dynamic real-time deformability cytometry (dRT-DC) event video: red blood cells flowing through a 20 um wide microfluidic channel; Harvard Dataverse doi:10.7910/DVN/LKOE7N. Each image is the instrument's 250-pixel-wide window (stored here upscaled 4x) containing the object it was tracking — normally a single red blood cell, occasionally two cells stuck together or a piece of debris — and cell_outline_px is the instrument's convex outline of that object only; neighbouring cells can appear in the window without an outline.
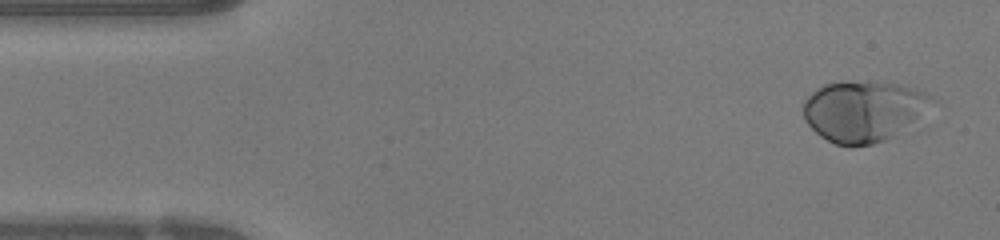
{"species": "human", "species_latin": "Homo sapiens", "temperature_condition": "warm", "stored_images_in_passage": 48, "camera_frame_rate_fps": 3000, "um_per_image_px": 0.085, "donor": {"sex": "female"}, "frame": {"image": 1, "passage_image": 2, "time_ms": 0.333, "image_size_px": [1000, 240], "cell_outline_px": [[932, 96], [916, 124], [896, 136], [888, 140], [872, 144], [848, 148], [836, 144], [820, 136], [804, 120], [804, 100], [816, 88], [824, 84], [840, 80], [900, 84], [916, 88]], "centroid_in_image_um": [73.38, 9.46], "position_along_channel_um": 11.6, "area_um2": 46.12}}
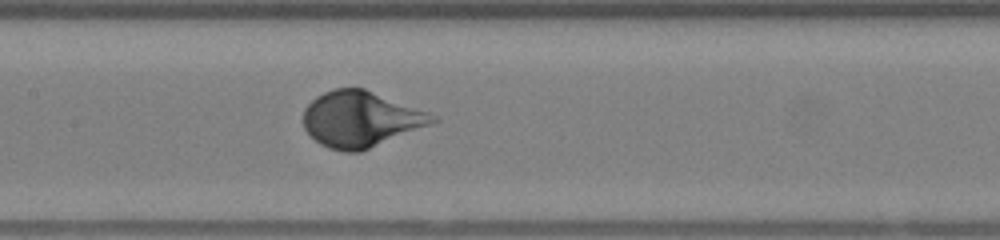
{"frame": {"image": 2, "passage_image": 22, "time_ms": 7.0, "image_size_px": [1000, 240], "cell_outline_px": [[440, 120], [432, 124], [360, 152], [344, 152], [328, 148], [320, 144], [304, 128], [304, 108], [316, 96], [324, 92], [336, 88], [364, 88], [428, 112], [436, 116]], "centroid_in_image_um": [30.66, 10.13], "position_along_channel_um": 176.7, "area_um2": 41.79}}
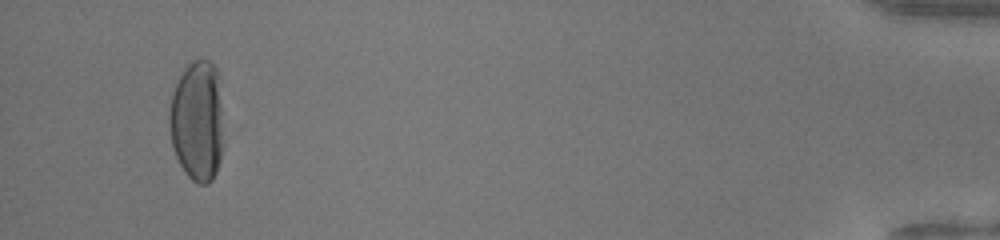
{"frame": {"image": 3, "passage_image": 46, "time_ms": 15.0, "image_size_px": [1000, 240], "cell_outline_px": [[228, 128], [220, 160], [216, 172], [212, 180], [208, 184], [200, 184], [192, 180], [184, 172], [172, 148], [168, 128], [168, 112], [172, 92], [184, 68], [196, 56], [208, 60], [216, 68], [220, 76]], "centroid_in_image_um": [16.85, 10.24], "position_along_channel_um": 418.4, "area_um2": 40.69}, "authors_computed_cell_mechanics": {"area_um2": 41.3848, "velocity_mm_per_s": 4.0669, "shape_relaxation_time_tau1_ms": 2.7053, "shape_relaxation_time_tau2_ms": null, "deformation_change_tau1": 0.204, "deformation_change_tau2": null}}